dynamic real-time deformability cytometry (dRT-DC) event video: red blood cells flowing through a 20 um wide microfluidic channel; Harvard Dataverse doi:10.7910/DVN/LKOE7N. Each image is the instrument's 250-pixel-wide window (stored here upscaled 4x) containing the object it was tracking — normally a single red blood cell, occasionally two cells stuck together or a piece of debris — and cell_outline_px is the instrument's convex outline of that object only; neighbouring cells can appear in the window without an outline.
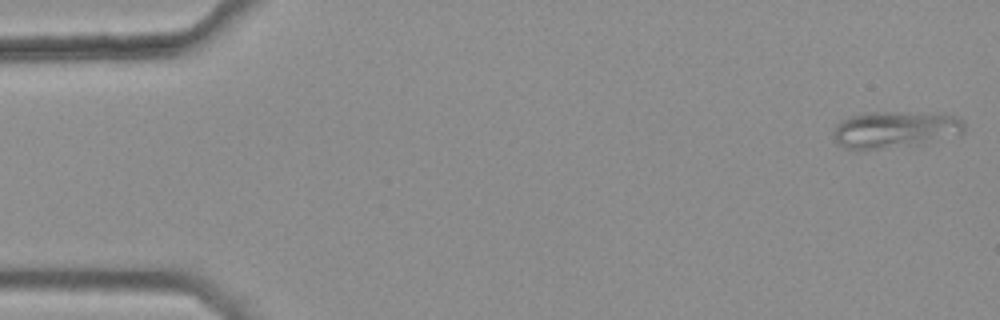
{"species": "common noctule bat (a hibernating species)", "species_latin": "Nyctalus noctula", "temperature_condition": "warm", "stored_images_in_passage": 47, "camera_frame_rate_fps": 3000, "um_per_image_px": 0.085, "animal": {"sex": "female", "body_mass_g": 25.1}, "frame": {"image": 1, "passage_image": 1, "time_ms": 0.0, "image_size_px": [1000, 320], "cell_outline_px": [[964, 132], [924, 144], [880, 148], [848, 148], [840, 144], [832, 136], [832, 132], [836, 124], [848, 116], [864, 112], [896, 112], [956, 116], [964, 120]], "centroid_in_image_um": [76.05, 11.0], "position_along_channel_um": 9.0, "area_um2": 27.63}}
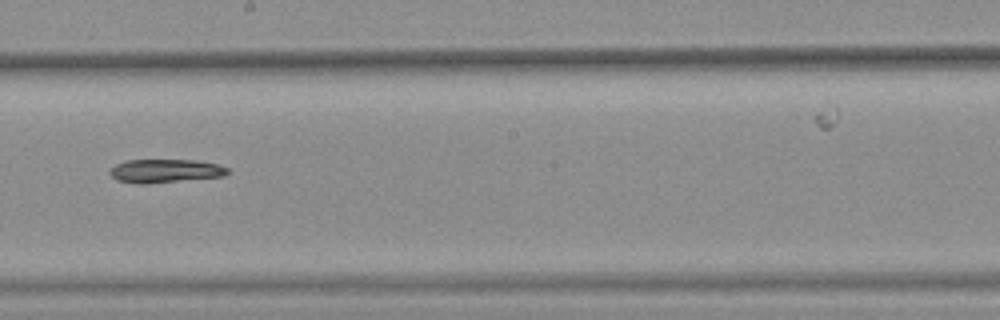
{"frame": {"image": 2, "passage_image": 29, "time_ms": 9.333, "image_size_px": [1000, 320], "cell_outline_px": [[228, 172], [224, 176], [144, 184], [136, 184], [116, 180], [108, 172], [116, 164], [128, 160], [196, 160], [216, 164], [228, 168]], "centroid_in_image_um": [14.01, 14.53], "position_along_channel_um": 234.2, "area_um2": 16.01}}
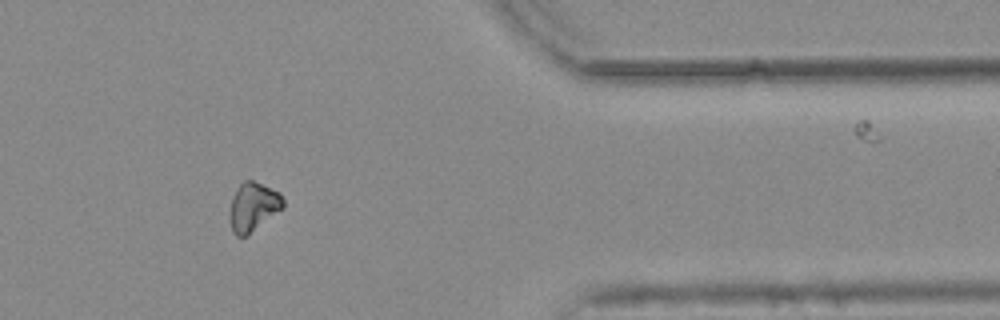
{"frame": {"image": 3, "passage_image": 43, "time_ms": 14.0, "image_size_px": [1000, 320], "cell_outline_px": [[284, 208], [244, 236], [236, 236], [232, 232], [232, 196], [236, 188], [244, 180], [252, 180], [280, 192], [284, 200]], "centroid_in_image_um": [21.56, 17.53], "position_along_channel_um": 389.8, "area_um2": 14.68}}